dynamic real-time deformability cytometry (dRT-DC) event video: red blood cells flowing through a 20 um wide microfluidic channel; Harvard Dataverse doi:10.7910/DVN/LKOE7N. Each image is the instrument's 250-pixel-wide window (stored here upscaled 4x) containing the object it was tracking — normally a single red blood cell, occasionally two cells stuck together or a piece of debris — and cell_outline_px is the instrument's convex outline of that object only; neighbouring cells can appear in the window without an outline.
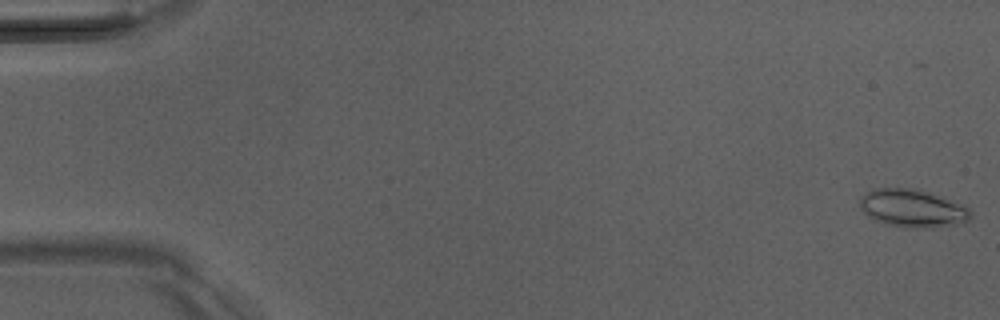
{"species": "Egyptian fruit bat (a non-hibernating species)", "species_latin": "Rousettus aegyptiacus", "temperature_condition": "room temperature", "stored_images_in_passage": 52, "camera_frame_rate_fps": 3000, "um_per_image_px": 0.085, "animal": {"sex": "male"}, "frame": {"image": 1, "passage_image": 1, "time_ms": 0.0, "image_size_px": [1000, 320], "cell_outline_px": [[972, 216], [968, 220], [956, 224], [928, 228], [904, 228], [888, 224], [868, 216], [860, 208], [860, 196], [864, 192], [876, 188], [920, 188], [968, 208], [972, 212]], "centroid_in_image_um": [77.53, 17.69], "position_along_channel_um": 7.5, "area_um2": 24.39}}
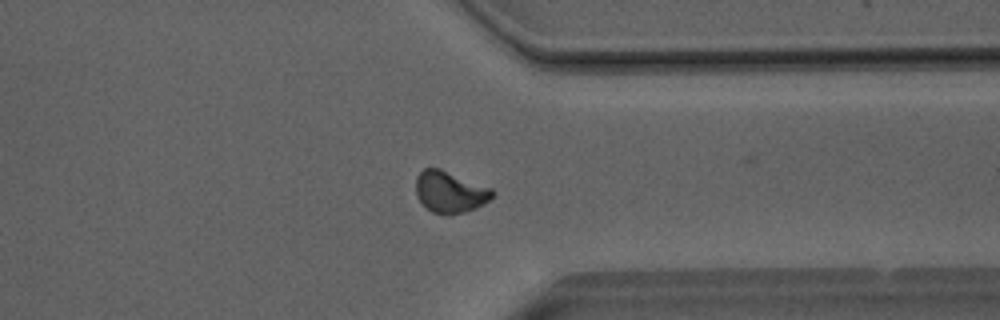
{"frame": {"image": 2, "passage_image": 40, "time_ms": 13.0, "image_size_px": [1000, 320], "cell_outline_px": [[496, 192], [488, 200], [476, 208], [464, 212], [448, 216], [444, 216], [432, 212], [424, 208], [416, 196], [416, 176], [424, 168], [440, 168], [492, 188]], "centroid_in_image_um": [38.22, 16.33], "position_along_channel_um": 373.2, "area_um2": 18.84}}
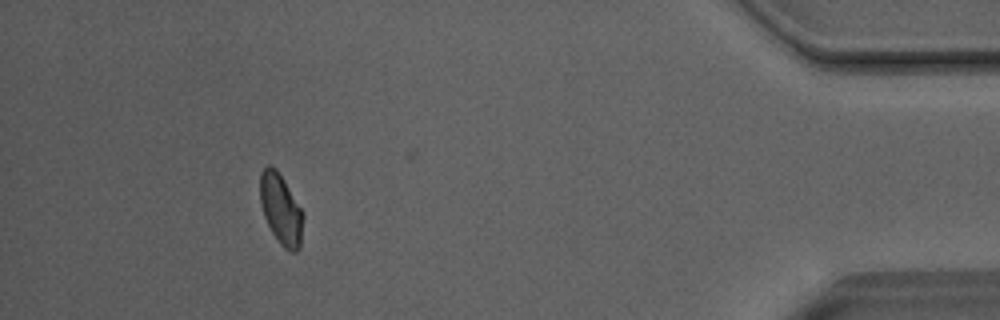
{"frame": {"image": 3, "passage_image": 47, "time_ms": 15.333, "image_size_px": [1000, 320], "cell_outline_px": [[304, 216], [300, 248], [296, 252], [292, 252], [284, 248], [280, 244], [272, 232], [264, 216], [260, 204], [260, 176], [264, 168], [268, 164], [272, 164], [276, 168], [284, 180], [304, 212]], "centroid_in_image_um": [23.89, 17.78], "position_along_channel_um": 411.3, "area_um2": 17.86}, "authors_computed_cell_mechanics": {"area_um2": 18.6116, "velocity_mm_per_s": 4.0507, "shape_relaxation_time_tau1_ms": 11.092, "shape_relaxation_time_tau2_ms": 2.943, "deformation_change_tau1": 0.1824, "deformation_change_tau2": 0.0761}}